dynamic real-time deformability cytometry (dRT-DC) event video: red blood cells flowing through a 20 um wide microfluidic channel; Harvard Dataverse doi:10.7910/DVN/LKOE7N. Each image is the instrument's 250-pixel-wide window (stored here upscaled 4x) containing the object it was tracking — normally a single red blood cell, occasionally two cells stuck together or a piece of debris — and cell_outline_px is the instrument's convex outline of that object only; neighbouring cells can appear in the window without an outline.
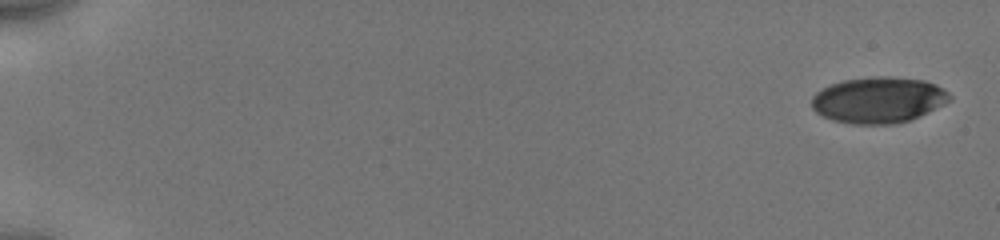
{"species": "human", "species_latin": "Homo sapiens", "temperature_condition": "cold", "stored_images_in_passage": 52, "camera_frame_rate_fps": 3000, "um_per_image_px": 0.085, "donor": {"sex": "male"}, "frame": {"image": 1, "passage_image": 1, "time_ms": 0.0, "image_size_px": [1000, 240], "cell_outline_px": [[952, 100], [912, 120], [896, 124], [852, 124], [832, 120], [816, 112], [812, 108], [812, 96], [816, 92], [832, 84], [844, 80], [876, 76], [892, 76], [924, 80], [936, 84], [948, 92], [952, 96]], "centroid_in_image_um": [74.7, 8.5], "position_along_channel_um": 10.3, "area_um2": 37.22}}
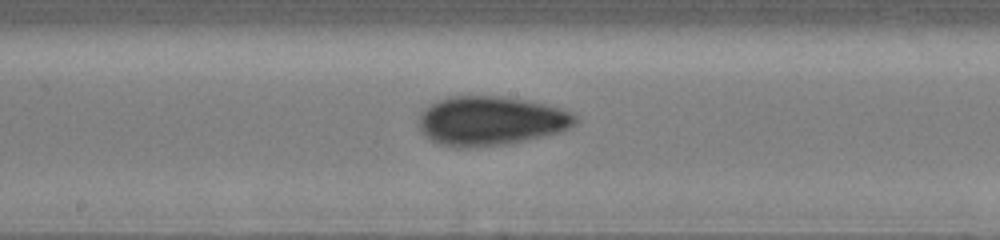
{"frame": {"image": 2, "passage_image": 32, "time_ms": 9.667, "image_size_px": [1000, 240], "cell_outline_px": [[576, 124], [560, 132], [544, 136], [504, 144], [472, 148], [456, 148], [440, 144], [432, 140], [420, 132], [416, 124], [424, 108], [436, 100], [448, 96], [500, 96], [524, 100], [544, 104], [560, 108], [572, 112], [576, 116]], "centroid_in_image_um": [41.66, 10.27], "position_along_channel_um": 206.5, "area_um2": 45.08}}
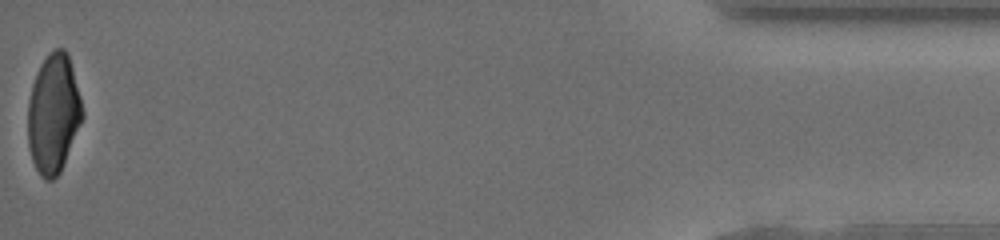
{"frame": {"image": 3, "passage_image": 52, "time_ms": 17.333, "image_size_px": [1000, 240], "cell_outline_px": [[84, 116], [60, 172], [52, 180], [44, 180], [40, 176], [32, 160], [28, 144], [28, 100], [32, 84], [40, 64], [48, 52], [56, 48], [64, 48], [68, 52], [80, 96], [84, 112]], "centroid_in_image_um": [4.54, 9.64], "position_along_channel_um": 430.7, "area_um2": 37.97}, "authors_computed_cell_mechanics": {"area_um2": 42.8298, "velocity_mm_per_s": 3.9783, "shape_relaxation_time_tau1_ms": 4.9088, "shape_relaxation_time_tau2_ms": 1.5664, "deformation_change_tau1": 0.16, "deformation_change_tau2": 0.0657}}